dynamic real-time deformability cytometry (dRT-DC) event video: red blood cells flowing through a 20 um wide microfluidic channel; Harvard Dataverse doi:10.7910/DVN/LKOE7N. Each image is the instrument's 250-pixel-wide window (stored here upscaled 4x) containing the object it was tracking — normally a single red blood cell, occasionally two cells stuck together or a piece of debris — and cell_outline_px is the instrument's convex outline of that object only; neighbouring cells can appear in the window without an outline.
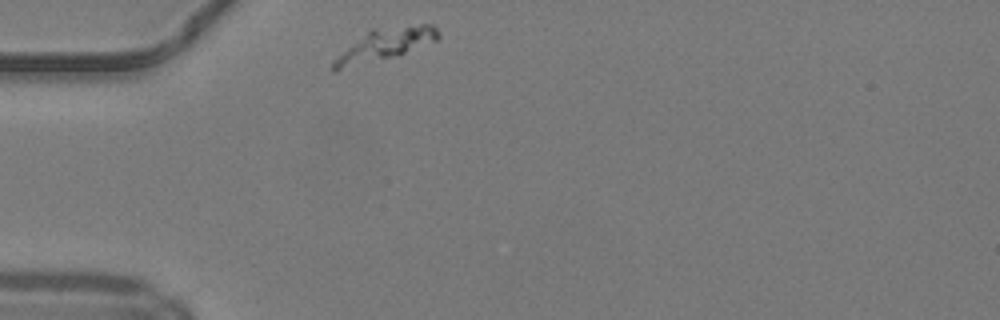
{"species": "common noctule bat (a hibernating species)", "species_latin": "Nyctalus noctula", "temperature_condition": "warm", "stored_images_in_passage": 30, "camera_frame_rate_fps": 3000, "um_per_image_px": 0.085, "animal": {"sex": "male", "body_mass_g": 19.2, "forearm_length_mm": 51.8}, "frame": {"image": 1, "passage_image": 1, "time_ms": 0.0, "image_size_px": [1000, 320], "cell_outline_px": [[440, 36], [436, 40], [404, 52], [332, 72], [332, 64], [352, 44], [372, 28], [420, 24], [432, 24], [440, 32]], "centroid_in_image_um": [32.79, 3.73], "position_along_channel_um": 52.2, "area_um2": 18.26}}
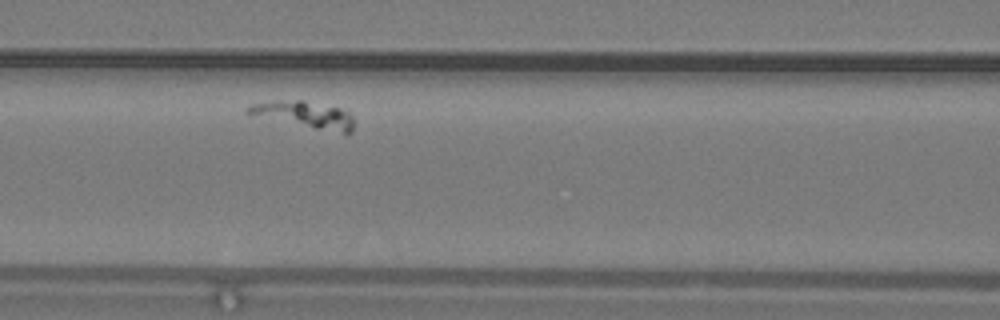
{"frame": {"image": 2, "passage_image": 10, "time_ms": 3.0, "image_size_px": [1000, 320], "cell_outline_px": [[352, 132], [344, 132], [316, 128], [244, 112], [244, 108], [252, 104], [272, 100], [300, 100], [340, 108], [348, 112], [352, 116]], "centroid_in_image_um": [25.87, 9.7], "position_along_channel_um": 140.7, "area_um2": 15.55}}
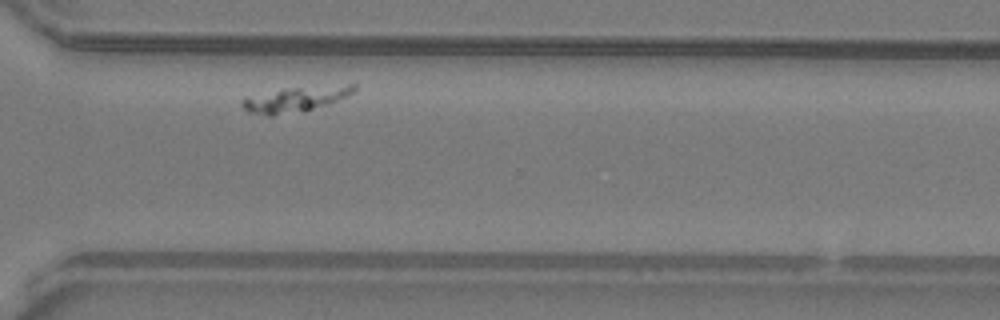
{"frame": {"image": 3, "passage_image": 27, "time_ms": 8.667, "image_size_px": [1000, 320], "cell_outline_px": [[356, 88], [352, 92], [336, 100], [312, 108], [272, 116], [268, 116], [248, 112], [240, 104], [240, 100], [244, 96], [284, 88], [348, 84], [356, 84]], "centroid_in_image_um": [24.98, 8.41], "position_along_channel_um": 345.6, "area_um2": 16.13}}